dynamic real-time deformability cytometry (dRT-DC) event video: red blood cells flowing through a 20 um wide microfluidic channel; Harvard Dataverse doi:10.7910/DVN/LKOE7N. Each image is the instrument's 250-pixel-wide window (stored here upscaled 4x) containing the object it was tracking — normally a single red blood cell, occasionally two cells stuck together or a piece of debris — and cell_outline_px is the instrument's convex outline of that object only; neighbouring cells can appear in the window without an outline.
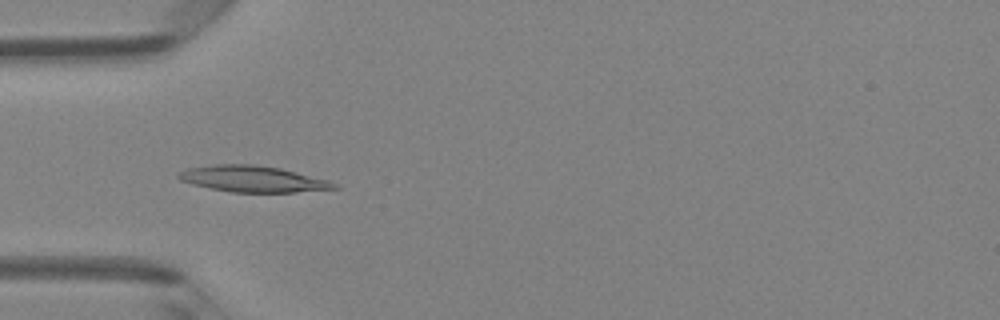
{"species": "Egyptian fruit bat (a non-hibernating species)", "species_latin": "Rousettus aegyptiacus", "temperature_condition": "room temperature", "stored_images_in_passage": 47, "camera_frame_rate_fps": 3000, "um_per_image_px": 0.085, "animal": {"sex": "female"}, "frame": {"image": 1, "passage_image": 14, "time_ms": 4.333, "image_size_px": [1000, 320], "cell_outline_px": [[340, 188], [296, 192], [232, 192], [192, 184], [180, 180], [176, 176], [180, 172], [188, 168], [216, 164], [252, 164], [280, 168], [328, 180], [336, 184]], "centroid_in_image_um": [21.49, 15.21], "position_along_channel_um": 63.5, "area_um2": 23.52}}
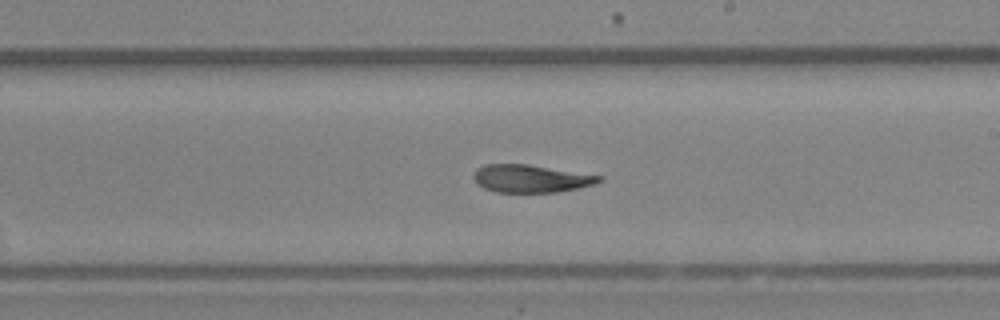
{"frame": {"image": 2, "passage_image": 27, "time_ms": 8.667, "image_size_px": [1000, 320], "cell_outline_px": [[604, 180], [596, 184], [580, 188], [556, 192], [496, 192], [484, 188], [476, 184], [472, 176], [476, 168], [484, 164], [528, 164], [604, 176]], "centroid_in_image_um": [45.13, 15.17], "position_along_channel_um": 243.9, "area_um2": 20.58}}
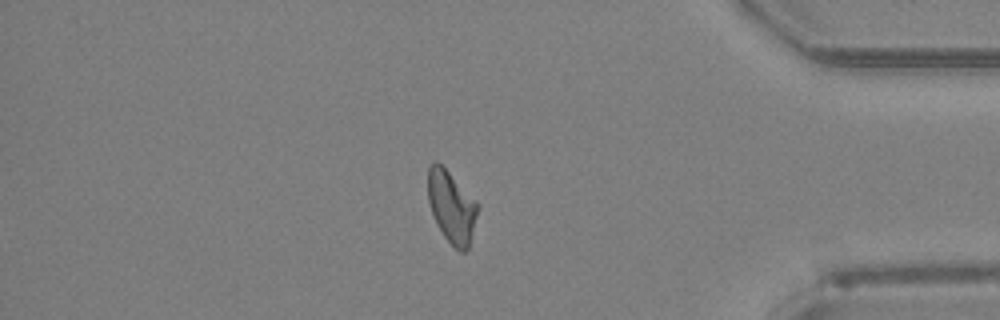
{"frame": {"image": 3, "passage_image": 40, "time_ms": 13.0, "image_size_px": [1000, 320], "cell_outline_px": [[480, 208], [468, 248], [464, 252], [460, 252], [444, 236], [436, 224], [428, 200], [428, 168], [436, 160], [476, 200]], "centroid_in_image_um": [38.4, 17.6], "position_along_channel_um": 396.8, "area_um2": 20.63}, "authors_computed_cell_mechanics": {"area_um2": 21.5016, "velocity_mm_per_s": 4.2078, "shape_relaxation_time_tau1_ms": null, "shape_relaxation_time_tau2_ms": 10.6065, "deformation_change_tau1": null, "deformation_change_tau2": 0.1939}}